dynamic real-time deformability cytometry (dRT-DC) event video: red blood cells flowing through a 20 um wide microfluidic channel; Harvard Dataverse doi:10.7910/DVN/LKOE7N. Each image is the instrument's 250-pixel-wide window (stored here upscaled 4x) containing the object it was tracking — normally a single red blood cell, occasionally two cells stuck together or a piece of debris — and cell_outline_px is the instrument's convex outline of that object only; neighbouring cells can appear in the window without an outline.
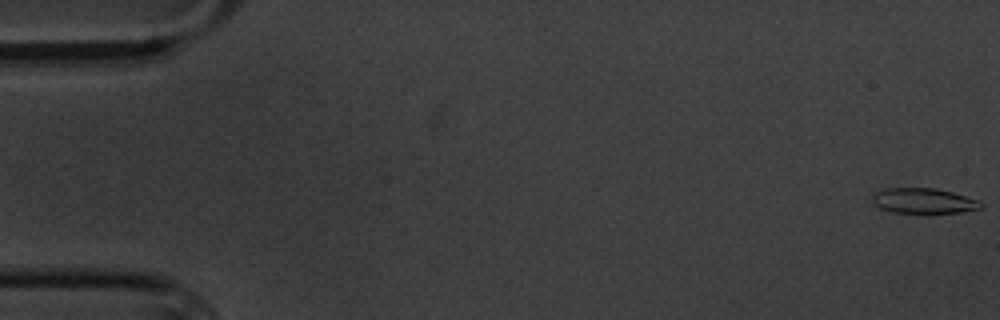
{"species": "common noctule bat (a hibernating species)", "species_latin": "Nyctalus noctula", "temperature_condition": "cold", "stored_images_in_passage": 4, "camera_frame_rate_fps": 3000, "um_per_image_px": 0.085, "animal": {"sex": "male", "body_mass_g": 20.1, "forearm_length_mm": 53.5}, "frame": {"image": 1, "passage_image": 1, "time_ms": 0.0, "image_size_px": [1000, 320], "cell_outline_px": [[984, 208], [960, 212], [892, 212], [880, 208], [872, 204], [872, 196], [876, 192], [888, 188], [936, 188], [952, 192], [980, 200], [984, 204]], "centroid_in_image_um": [78.54, 17.06], "position_along_channel_um": 6.5, "area_um2": 15.95}}